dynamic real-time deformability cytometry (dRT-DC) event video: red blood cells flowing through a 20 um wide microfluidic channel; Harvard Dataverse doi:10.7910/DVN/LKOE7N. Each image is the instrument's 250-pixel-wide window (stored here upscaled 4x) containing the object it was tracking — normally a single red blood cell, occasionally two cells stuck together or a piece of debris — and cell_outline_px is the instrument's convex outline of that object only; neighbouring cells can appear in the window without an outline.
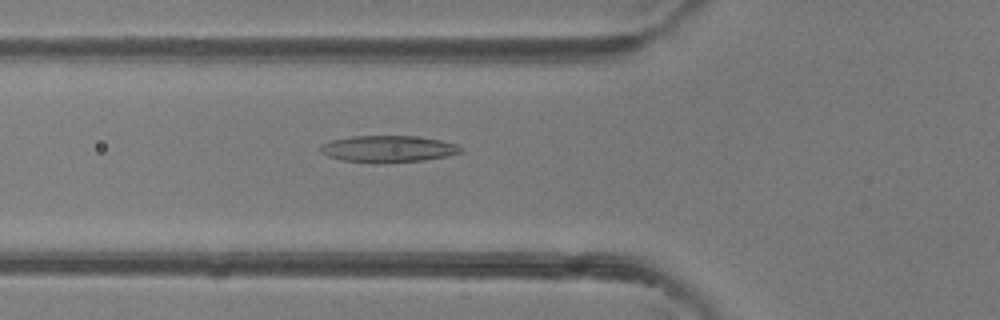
{"species": "common noctule bat (a hibernating species)", "species_latin": "Nyctalus noctula", "temperature_condition": "room temperature", "stored_images_in_passage": 39, "camera_frame_rate_fps": 3000, "um_per_image_px": 0.085, "animal": {"sex": "female"}, "frame": {"image": 1, "passage_image": 10, "time_ms": 3.0, "image_size_px": [1000, 320], "cell_outline_px": [[452, 152], [440, 156], [412, 160], [352, 160], [336, 156], [340, 140], [368, 136], [404, 136], [432, 140], [448, 144]], "centroid_in_image_um": [33.21, 12.62], "position_along_channel_um": 92.6, "area_um2": 16.76}}
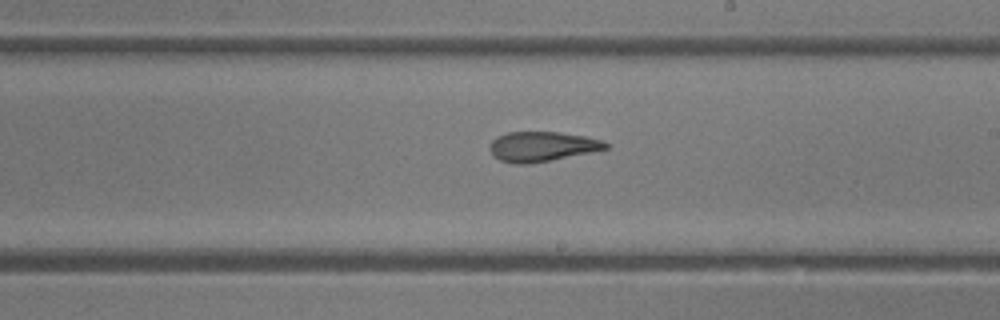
{"frame": {"image": 2, "passage_image": 20, "time_ms": 6.333, "image_size_px": [1000, 320], "cell_outline_px": [[608, 144], [604, 148], [544, 160], [504, 160], [496, 156], [492, 148], [492, 144], [500, 136], [512, 132], [552, 132], [576, 136]], "centroid_in_image_um": [46.02, 12.39], "position_along_channel_um": 243.0, "area_um2": 17.28}}
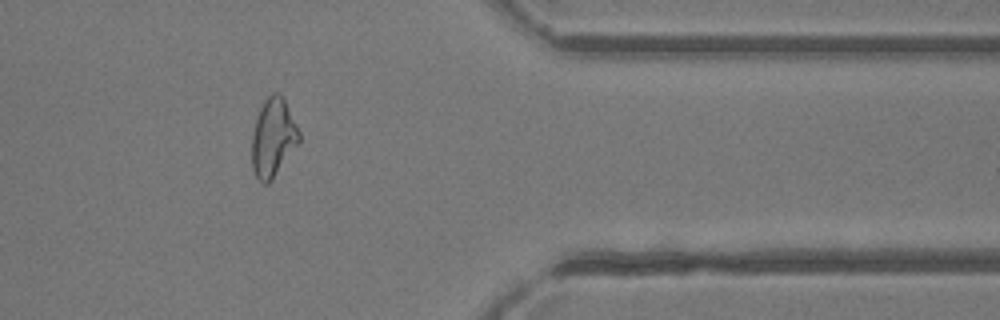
{"frame": {"image": 3, "passage_image": 31, "time_ms": 10.0, "image_size_px": [1000, 320], "cell_outline_px": [[300, 140], [272, 176], [268, 180], [256, 172], [252, 160], [252, 144], [256, 124], [260, 112], [264, 104], [268, 100], [284, 104], [300, 136]], "centroid_in_image_um": [23.21, 11.78], "position_along_channel_um": 388.2, "area_um2": 18.15}, "authors_computed_cell_mechanics": {"area_um2": 16.7042, "velocity_mm_per_s": 4.4879, "shape_relaxation_time_tau1_ms": null, "shape_relaxation_time_tau2_ms": 8.9393, "deformation_change_tau1": null, "deformation_change_tau2": 0.2476}}